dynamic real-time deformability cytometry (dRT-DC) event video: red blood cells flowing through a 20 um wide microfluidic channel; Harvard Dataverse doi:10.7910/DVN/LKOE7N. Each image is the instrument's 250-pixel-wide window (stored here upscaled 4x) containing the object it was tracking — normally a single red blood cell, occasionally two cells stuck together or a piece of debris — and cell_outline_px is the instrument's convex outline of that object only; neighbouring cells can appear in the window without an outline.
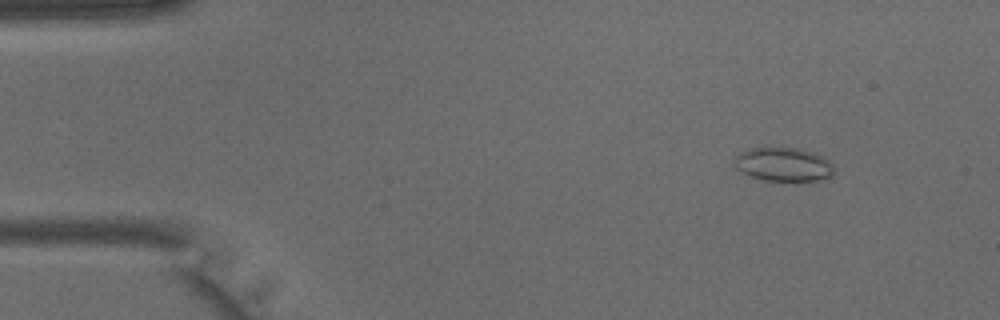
{"species": "common noctule bat (a hibernating species)", "species_latin": "Nyctalus noctula", "temperature_condition": "warm", "stored_images_in_passage": 40, "camera_frame_rate_fps": 3000, "um_per_image_px": 0.085, "animal": {"sex": "male", "body_mass_g": 15.6}, "frame": {"image": 1, "passage_image": 3, "time_ms": 0.667, "image_size_px": [1000, 320], "cell_outline_px": [[832, 176], [816, 180], [796, 184], [760, 180], [748, 176], [740, 172], [736, 168], [732, 160], [740, 152], [752, 148], [796, 148], [812, 152], [824, 156], [832, 164]], "centroid_in_image_um": [66.56, 14.03], "position_along_channel_um": 18.4, "area_um2": 20.35}}
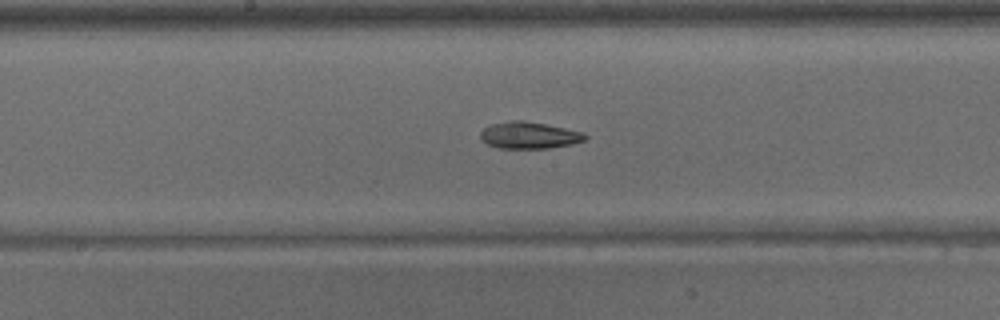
{"frame": {"image": 2, "passage_image": 20, "time_ms": 6.333, "image_size_px": [1000, 320], "cell_outline_px": [[588, 136], [584, 140], [572, 144], [548, 148], [500, 148], [488, 144], [480, 140], [480, 132], [484, 128], [492, 124], [508, 120], [524, 120], [584, 132]], "centroid_in_image_um": [44.96, 11.49], "position_along_channel_um": 203.2, "area_um2": 16.3}}
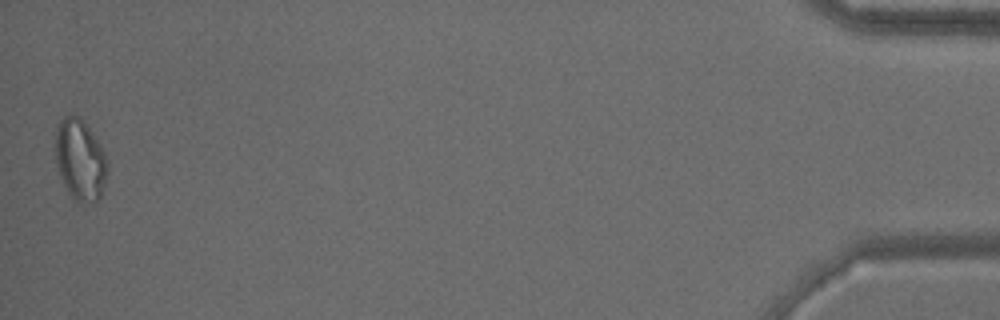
{"frame": {"image": 3, "passage_image": 40, "time_ms": 13.0, "image_size_px": [1000, 320], "cell_outline_px": [[108, 168], [100, 196], [96, 200], [84, 204], [80, 204], [68, 192], [60, 176], [56, 164], [52, 148], [56, 128], [60, 120], [64, 116], [80, 116], [84, 120], [92, 132], [104, 152]], "centroid_in_image_um": [6.75, 13.55], "position_along_channel_um": 428.4, "area_um2": 24.85}}